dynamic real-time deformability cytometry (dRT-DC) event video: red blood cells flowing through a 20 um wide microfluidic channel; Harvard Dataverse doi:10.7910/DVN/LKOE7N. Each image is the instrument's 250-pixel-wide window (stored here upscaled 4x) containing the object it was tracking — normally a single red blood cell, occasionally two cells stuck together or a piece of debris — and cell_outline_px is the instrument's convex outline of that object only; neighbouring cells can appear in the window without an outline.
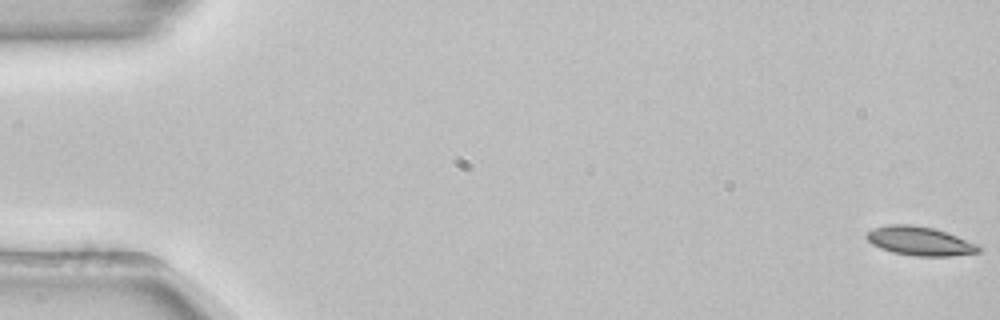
{"species": "common noctule bat (a hibernating species)", "species_latin": "Nyctalus noctula", "temperature_condition": "room temperature", "stored_images_in_passage": 13, "camera_frame_rate_fps": 3000, "um_per_image_px": 0.085, "animal": {"sex": "female", "body_mass_g": 22.7, "forearm_length_mm": 54.2}, "frame": {"image": 1, "passage_image": 1, "time_ms": 0.0, "image_size_px": [1000, 320], "cell_outline_px": [[984, 248], [980, 252], [948, 256], [916, 256], [892, 252], [880, 248], [872, 244], [864, 236], [872, 228], [888, 224], [912, 224], [932, 228], [956, 236], [976, 244]], "centroid_in_image_um": [78.15, 20.49], "position_along_channel_um": 6.9, "area_um2": 18.79}}